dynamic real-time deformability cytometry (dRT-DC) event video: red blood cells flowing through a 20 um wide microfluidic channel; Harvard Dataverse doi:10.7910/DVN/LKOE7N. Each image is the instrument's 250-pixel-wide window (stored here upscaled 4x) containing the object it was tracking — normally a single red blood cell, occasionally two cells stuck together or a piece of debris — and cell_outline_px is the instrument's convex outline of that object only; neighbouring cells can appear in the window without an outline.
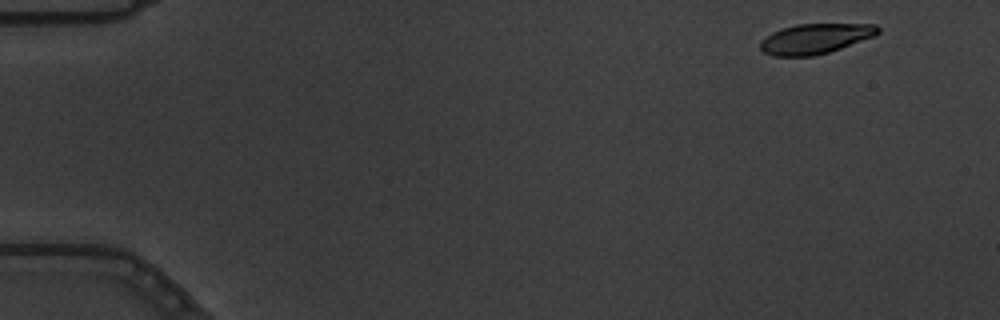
{"species": "common noctule bat (a hibernating species)", "species_latin": "Nyctalus noctula", "temperature_condition": "warm", "stored_images_in_passage": 5, "camera_frame_rate_fps": 3000, "um_per_image_px": 0.085, "animal": {"sex": "male", "body_mass_g": 19.5, "forearm_length_mm": 54.6}, "frame": {"image": 1, "passage_image": 1, "time_ms": 0.0, "image_size_px": [1000, 320], "cell_outline_px": [[880, 32], [876, 36], [828, 52], [812, 56], [772, 56], [764, 52], [760, 48], [760, 40], [772, 32], [796, 24], [876, 24], [880, 28]], "centroid_in_image_um": [69.31, 3.28], "position_along_channel_um": 15.7, "area_um2": 20.63}}
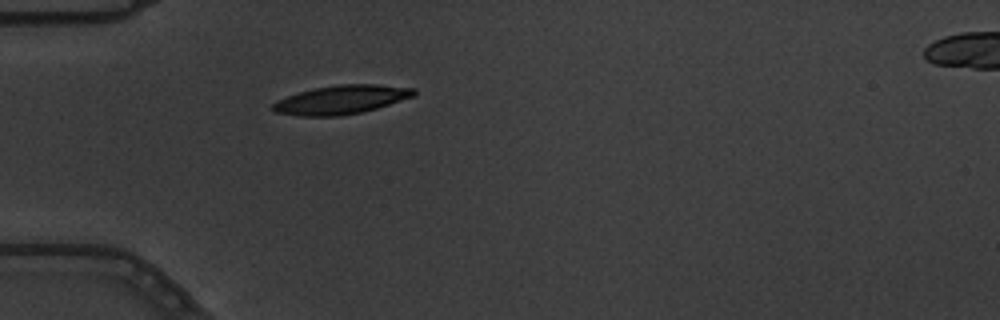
{"frame": {"image": 2, "passage_image": 5, "time_ms": 1.333, "image_size_px": [1000, 320], "cell_outline_px": [[416, 96], [376, 108], [360, 112], [340, 116], [300, 116], [276, 112], [272, 108], [272, 104], [276, 100], [300, 92], [316, 88], [340, 84], [376, 84], [416, 88]], "centroid_in_image_um": [29.04, 8.47], "position_along_channel_um": 56.0, "area_um2": 23.52}}